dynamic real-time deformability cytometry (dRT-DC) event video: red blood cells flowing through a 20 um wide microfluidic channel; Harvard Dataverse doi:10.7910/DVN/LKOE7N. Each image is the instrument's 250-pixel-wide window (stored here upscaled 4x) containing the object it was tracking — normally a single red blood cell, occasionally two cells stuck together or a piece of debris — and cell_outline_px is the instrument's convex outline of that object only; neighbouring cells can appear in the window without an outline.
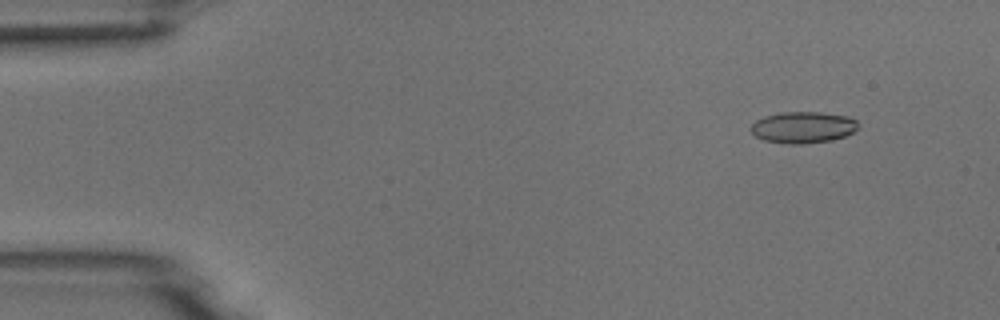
{"species": "common noctule bat (a hibernating species)", "species_latin": "Nyctalus noctula", "temperature_condition": "room temperature", "stored_images_in_passage": 5, "camera_frame_rate_fps": 3000, "um_per_image_px": 0.085, "animal": {"sex": "male", "body_mass_g": 18.8}, "frame": {"image": 1, "passage_image": 2, "time_ms": 1.333, "image_size_px": [1000, 320], "cell_outline_px": [[860, 124], [852, 132], [844, 136], [832, 140], [804, 144], [788, 144], [764, 140], [756, 136], [752, 132], [752, 124], [756, 120], [764, 116], [780, 112], [820, 112], [848, 116], [856, 120]], "centroid_in_image_um": [68.27, 10.82], "position_along_channel_um": 16.7, "area_um2": 19.65}}
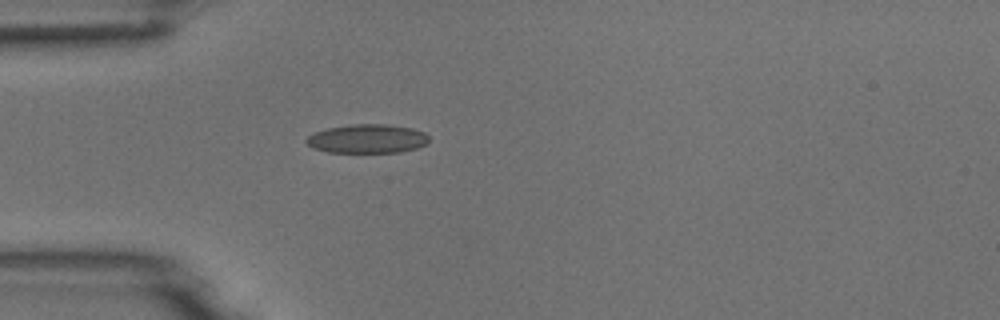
{"frame": {"image": 2, "passage_image": 5, "time_ms": 4.667, "image_size_px": [1000, 320], "cell_outline_px": [[428, 144], [416, 148], [400, 152], [328, 152], [312, 148], [304, 140], [308, 136], [316, 132], [328, 128], [352, 124], [388, 124], [412, 128], [424, 132], [428, 136]], "centroid_in_image_um": [31.23, 11.79], "position_along_channel_um": 53.8, "area_um2": 20.63}}